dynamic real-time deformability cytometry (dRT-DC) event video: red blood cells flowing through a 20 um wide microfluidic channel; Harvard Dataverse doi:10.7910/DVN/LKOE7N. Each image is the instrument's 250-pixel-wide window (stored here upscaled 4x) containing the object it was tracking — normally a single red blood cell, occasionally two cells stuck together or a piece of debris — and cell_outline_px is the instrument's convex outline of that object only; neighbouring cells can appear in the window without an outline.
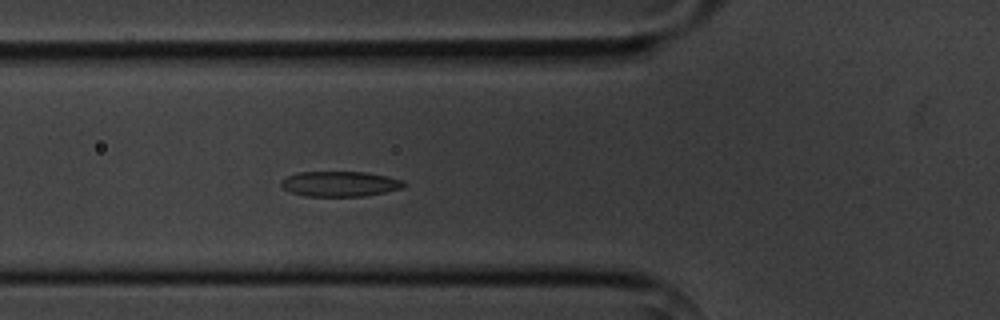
{"species": "common noctule bat (a hibernating species)", "species_latin": "Nyctalus noctula", "temperature_condition": "cold", "stored_images_in_passage": 4, "camera_frame_rate_fps": 3000, "um_per_image_px": 0.085, "animal": {"sex": "male", "body_mass_g": 20.1, "forearm_length_mm": 53.5}, "frame": {"image": 1, "passage_image": 4, "time_ms": 4.333, "image_size_px": [1000, 320], "cell_outline_px": [[404, 184], [400, 188], [384, 192], [364, 196], [304, 196], [292, 192], [284, 188], [280, 184], [280, 180], [296, 172], [364, 172], [384, 176], [400, 180]], "centroid_in_image_um": [28.8, 15.63], "position_along_channel_um": 97.0, "area_um2": 17.69}}